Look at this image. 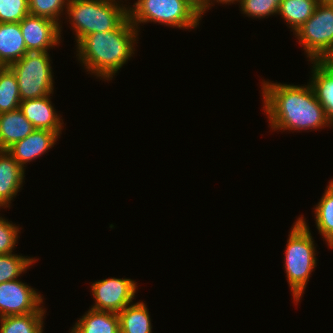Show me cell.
<instances>
[{
	"instance_id": "obj_17",
	"label": "cell",
	"mask_w": 333,
	"mask_h": 333,
	"mask_svg": "<svg viewBox=\"0 0 333 333\" xmlns=\"http://www.w3.org/2000/svg\"><path fill=\"white\" fill-rule=\"evenodd\" d=\"M117 314L121 333H152L149 311L142 301L126 306Z\"/></svg>"
},
{
	"instance_id": "obj_6",
	"label": "cell",
	"mask_w": 333,
	"mask_h": 333,
	"mask_svg": "<svg viewBox=\"0 0 333 333\" xmlns=\"http://www.w3.org/2000/svg\"><path fill=\"white\" fill-rule=\"evenodd\" d=\"M128 18L137 30L141 23L146 22L192 29L202 19L200 13L186 0H137L132 8L128 6Z\"/></svg>"
},
{
	"instance_id": "obj_3",
	"label": "cell",
	"mask_w": 333,
	"mask_h": 333,
	"mask_svg": "<svg viewBox=\"0 0 333 333\" xmlns=\"http://www.w3.org/2000/svg\"><path fill=\"white\" fill-rule=\"evenodd\" d=\"M314 240L303 217L291 228L285 250V271L294 301L298 303L306 289L317 258Z\"/></svg>"
},
{
	"instance_id": "obj_5",
	"label": "cell",
	"mask_w": 333,
	"mask_h": 333,
	"mask_svg": "<svg viewBox=\"0 0 333 333\" xmlns=\"http://www.w3.org/2000/svg\"><path fill=\"white\" fill-rule=\"evenodd\" d=\"M294 34L313 68L333 69V4L319 2L313 15Z\"/></svg>"
},
{
	"instance_id": "obj_31",
	"label": "cell",
	"mask_w": 333,
	"mask_h": 333,
	"mask_svg": "<svg viewBox=\"0 0 333 333\" xmlns=\"http://www.w3.org/2000/svg\"><path fill=\"white\" fill-rule=\"evenodd\" d=\"M328 246H330V248H333V241Z\"/></svg>"
},
{
	"instance_id": "obj_18",
	"label": "cell",
	"mask_w": 333,
	"mask_h": 333,
	"mask_svg": "<svg viewBox=\"0 0 333 333\" xmlns=\"http://www.w3.org/2000/svg\"><path fill=\"white\" fill-rule=\"evenodd\" d=\"M318 4V0H282L278 15L295 33L313 15Z\"/></svg>"
},
{
	"instance_id": "obj_19",
	"label": "cell",
	"mask_w": 333,
	"mask_h": 333,
	"mask_svg": "<svg viewBox=\"0 0 333 333\" xmlns=\"http://www.w3.org/2000/svg\"><path fill=\"white\" fill-rule=\"evenodd\" d=\"M46 312L10 315L0 318V333H43Z\"/></svg>"
},
{
	"instance_id": "obj_1",
	"label": "cell",
	"mask_w": 333,
	"mask_h": 333,
	"mask_svg": "<svg viewBox=\"0 0 333 333\" xmlns=\"http://www.w3.org/2000/svg\"><path fill=\"white\" fill-rule=\"evenodd\" d=\"M308 85L262 83L263 109L272 130L333 126V69L312 68Z\"/></svg>"
},
{
	"instance_id": "obj_29",
	"label": "cell",
	"mask_w": 333,
	"mask_h": 333,
	"mask_svg": "<svg viewBox=\"0 0 333 333\" xmlns=\"http://www.w3.org/2000/svg\"><path fill=\"white\" fill-rule=\"evenodd\" d=\"M321 3H331L333 4V0H318Z\"/></svg>"
},
{
	"instance_id": "obj_26",
	"label": "cell",
	"mask_w": 333,
	"mask_h": 333,
	"mask_svg": "<svg viewBox=\"0 0 333 333\" xmlns=\"http://www.w3.org/2000/svg\"><path fill=\"white\" fill-rule=\"evenodd\" d=\"M19 227L0 217V254H11L16 246Z\"/></svg>"
},
{
	"instance_id": "obj_16",
	"label": "cell",
	"mask_w": 333,
	"mask_h": 333,
	"mask_svg": "<svg viewBox=\"0 0 333 333\" xmlns=\"http://www.w3.org/2000/svg\"><path fill=\"white\" fill-rule=\"evenodd\" d=\"M70 333H121L118 314L90 308L75 323Z\"/></svg>"
},
{
	"instance_id": "obj_30",
	"label": "cell",
	"mask_w": 333,
	"mask_h": 333,
	"mask_svg": "<svg viewBox=\"0 0 333 333\" xmlns=\"http://www.w3.org/2000/svg\"><path fill=\"white\" fill-rule=\"evenodd\" d=\"M329 187L333 190V179L329 182Z\"/></svg>"
},
{
	"instance_id": "obj_14",
	"label": "cell",
	"mask_w": 333,
	"mask_h": 333,
	"mask_svg": "<svg viewBox=\"0 0 333 333\" xmlns=\"http://www.w3.org/2000/svg\"><path fill=\"white\" fill-rule=\"evenodd\" d=\"M34 130L19 108L0 114V151H6Z\"/></svg>"
},
{
	"instance_id": "obj_12",
	"label": "cell",
	"mask_w": 333,
	"mask_h": 333,
	"mask_svg": "<svg viewBox=\"0 0 333 333\" xmlns=\"http://www.w3.org/2000/svg\"><path fill=\"white\" fill-rule=\"evenodd\" d=\"M50 95L21 101L19 109L35 129L56 132L59 136L63 127L61 116L52 106Z\"/></svg>"
},
{
	"instance_id": "obj_7",
	"label": "cell",
	"mask_w": 333,
	"mask_h": 333,
	"mask_svg": "<svg viewBox=\"0 0 333 333\" xmlns=\"http://www.w3.org/2000/svg\"><path fill=\"white\" fill-rule=\"evenodd\" d=\"M47 51L27 52L8 67L14 72L21 101L53 94V75Z\"/></svg>"
},
{
	"instance_id": "obj_24",
	"label": "cell",
	"mask_w": 333,
	"mask_h": 333,
	"mask_svg": "<svg viewBox=\"0 0 333 333\" xmlns=\"http://www.w3.org/2000/svg\"><path fill=\"white\" fill-rule=\"evenodd\" d=\"M282 0H240L241 11L253 18H265L278 14Z\"/></svg>"
},
{
	"instance_id": "obj_25",
	"label": "cell",
	"mask_w": 333,
	"mask_h": 333,
	"mask_svg": "<svg viewBox=\"0 0 333 333\" xmlns=\"http://www.w3.org/2000/svg\"><path fill=\"white\" fill-rule=\"evenodd\" d=\"M29 15L28 0H0V23H16Z\"/></svg>"
},
{
	"instance_id": "obj_28",
	"label": "cell",
	"mask_w": 333,
	"mask_h": 333,
	"mask_svg": "<svg viewBox=\"0 0 333 333\" xmlns=\"http://www.w3.org/2000/svg\"><path fill=\"white\" fill-rule=\"evenodd\" d=\"M214 2L216 1V2H220V3H222V4H231V3H234V1H237V2H239L240 3V0H213ZM212 0H207V9L210 7V5L212 6V4H214V3H212L213 2Z\"/></svg>"
},
{
	"instance_id": "obj_21",
	"label": "cell",
	"mask_w": 333,
	"mask_h": 333,
	"mask_svg": "<svg viewBox=\"0 0 333 333\" xmlns=\"http://www.w3.org/2000/svg\"><path fill=\"white\" fill-rule=\"evenodd\" d=\"M314 209L316 227L329 245L333 241V190L329 186Z\"/></svg>"
},
{
	"instance_id": "obj_13",
	"label": "cell",
	"mask_w": 333,
	"mask_h": 333,
	"mask_svg": "<svg viewBox=\"0 0 333 333\" xmlns=\"http://www.w3.org/2000/svg\"><path fill=\"white\" fill-rule=\"evenodd\" d=\"M25 169L7 151H0V208L10 207L22 187Z\"/></svg>"
},
{
	"instance_id": "obj_27",
	"label": "cell",
	"mask_w": 333,
	"mask_h": 333,
	"mask_svg": "<svg viewBox=\"0 0 333 333\" xmlns=\"http://www.w3.org/2000/svg\"><path fill=\"white\" fill-rule=\"evenodd\" d=\"M192 7H194L201 15L207 10V0H186ZM205 11V12H204Z\"/></svg>"
},
{
	"instance_id": "obj_20",
	"label": "cell",
	"mask_w": 333,
	"mask_h": 333,
	"mask_svg": "<svg viewBox=\"0 0 333 333\" xmlns=\"http://www.w3.org/2000/svg\"><path fill=\"white\" fill-rule=\"evenodd\" d=\"M21 98L17 78L8 67L0 68V114L19 108Z\"/></svg>"
},
{
	"instance_id": "obj_15",
	"label": "cell",
	"mask_w": 333,
	"mask_h": 333,
	"mask_svg": "<svg viewBox=\"0 0 333 333\" xmlns=\"http://www.w3.org/2000/svg\"><path fill=\"white\" fill-rule=\"evenodd\" d=\"M27 52L20 23H0V65L9 66Z\"/></svg>"
},
{
	"instance_id": "obj_11",
	"label": "cell",
	"mask_w": 333,
	"mask_h": 333,
	"mask_svg": "<svg viewBox=\"0 0 333 333\" xmlns=\"http://www.w3.org/2000/svg\"><path fill=\"white\" fill-rule=\"evenodd\" d=\"M59 135L54 131L35 129L24 139L16 142L6 151L24 169V164L43 155L56 144Z\"/></svg>"
},
{
	"instance_id": "obj_23",
	"label": "cell",
	"mask_w": 333,
	"mask_h": 333,
	"mask_svg": "<svg viewBox=\"0 0 333 333\" xmlns=\"http://www.w3.org/2000/svg\"><path fill=\"white\" fill-rule=\"evenodd\" d=\"M68 6V0H28L29 14L51 19L60 25L59 17ZM59 20V22H58Z\"/></svg>"
},
{
	"instance_id": "obj_2",
	"label": "cell",
	"mask_w": 333,
	"mask_h": 333,
	"mask_svg": "<svg viewBox=\"0 0 333 333\" xmlns=\"http://www.w3.org/2000/svg\"><path fill=\"white\" fill-rule=\"evenodd\" d=\"M138 32L127 17L114 30L84 36L76 45V56L91 74L111 80L134 54Z\"/></svg>"
},
{
	"instance_id": "obj_22",
	"label": "cell",
	"mask_w": 333,
	"mask_h": 333,
	"mask_svg": "<svg viewBox=\"0 0 333 333\" xmlns=\"http://www.w3.org/2000/svg\"><path fill=\"white\" fill-rule=\"evenodd\" d=\"M36 259L17 254H0V283L17 278L24 273Z\"/></svg>"
},
{
	"instance_id": "obj_8",
	"label": "cell",
	"mask_w": 333,
	"mask_h": 333,
	"mask_svg": "<svg viewBox=\"0 0 333 333\" xmlns=\"http://www.w3.org/2000/svg\"><path fill=\"white\" fill-rule=\"evenodd\" d=\"M137 284L131 279L107 278L91 285L95 305L91 309L118 313L133 303Z\"/></svg>"
},
{
	"instance_id": "obj_9",
	"label": "cell",
	"mask_w": 333,
	"mask_h": 333,
	"mask_svg": "<svg viewBox=\"0 0 333 333\" xmlns=\"http://www.w3.org/2000/svg\"><path fill=\"white\" fill-rule=\"evenodd\" d=\"M43 297L20 280L0 283V318L10 315H25L45 312L41 307Z\"/></svg>"
},
{
	"instance_id": "obj_10",
	"label": "cell",
	"mask_w": 333,
	"mask_h": 333,
	"mask_svg": "<svg viewBox=\"0 0 333 333\" xmlns=\"http://www.w3.org/2000/svg\"><path fill=\"white\" fill-rule=\"evenodd\" d=\"M19 23L28 52L48 51L60 43L62 26L51 19L29 14Z\"/></svg>"
},
{
	"instance_id": "obj_4",
	"label": "cell",
	"mask_w": 333,
	"mask_h": 333,
	"mask_svg": "<svg viewBox=\"0 0 333 333\" xmlns=\"http://www.w3.org/2000/svg\"><path fill=\"white\" fill-rule=\"evenodd\" d=\"M121 5L115 0H68L66 13L76 42L92 33L116 29L128 17V7Z\"/></svg>"
}]
</instances>
